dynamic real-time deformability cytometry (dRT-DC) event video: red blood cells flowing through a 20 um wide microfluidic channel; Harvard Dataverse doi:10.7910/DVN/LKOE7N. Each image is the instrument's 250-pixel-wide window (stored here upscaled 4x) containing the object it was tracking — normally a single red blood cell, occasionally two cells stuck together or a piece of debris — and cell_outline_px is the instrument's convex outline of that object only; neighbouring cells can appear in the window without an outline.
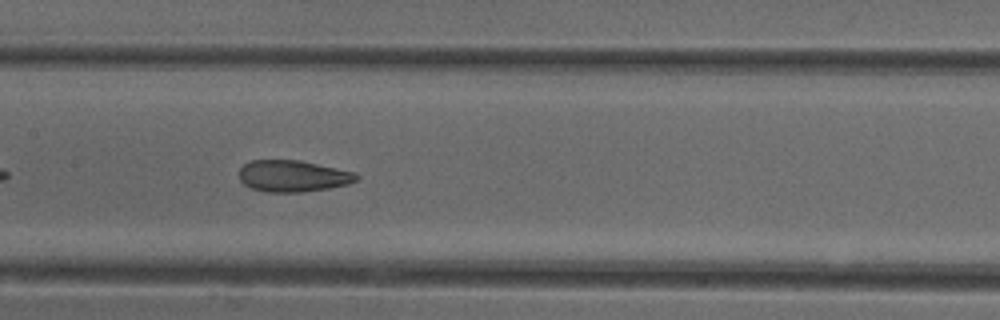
{"species": "common noctule bat (a hibernating species)", "species_latin": "Nyctalus noctula", "temperature_condition": "cold", "stored_images_in_passage": 21, "camera_frame_rate_fps": 3000, "um_per_image_px": 0.085, "animal": {"sex": "female"}, "frame": {"image": 1, "passage_image": 12, "time_ms": 3.667, "image_size_px": [1000, 320], "cell_outline_px": [[360, 180], [348, 184], [328, 188], [300, 192], [268, 192], [252, 188], [244, 184], [240, 180], [240, 168], [244, 164], [252, 160], [300, 160], [356, 172], [360, 176]], "centroid_in_image_um": [24.94, 14.96], "position_along_channel_um": 182.5, "area_um2": 21.62}}
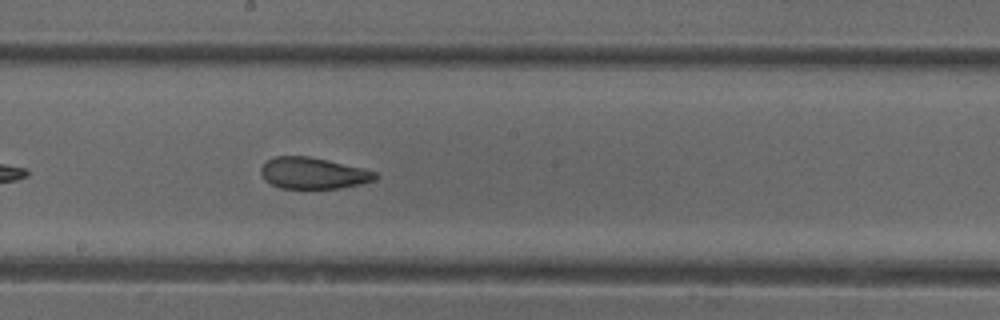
{"frame": {"image": 2, "passage_image": 15, "time_ms": 4.667, "image_size_px": [1000, 320], "cell_outline_px": [[380, 176], [376, 180], [360, 184], [340, 188], [280, 188], [264, 180], [260, 172], [260, 168], [268, 160], [276, 156], [308, 156], [360, 168], [376, 172]], "centroid_in_image_um": [26.61, 14.73], "position_along_channel_um": 221.6, "area_um2": 20.69}}
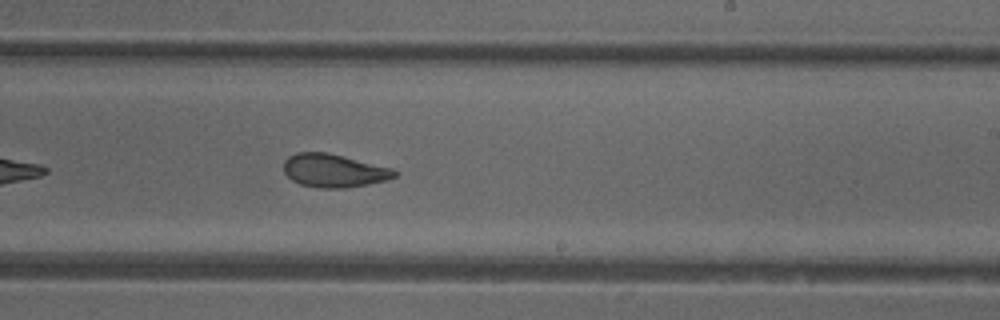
{"frame": {"image": 3, "passage_image": 18, "time_ms": 5.667, "image_size_px": [1000, 320], "cell_outline_px": [[400, 172], [396, 176], [388, 180], [368, 184], [344, 188], [316, 188], [300, 184], [292, 180], [284, 172], [284, 160], [288, 156], [296, 152], [328, 152], [392, 168]], "centroid_in_image_um": [28.39, 14.5], "position_along_channel_um": 260.6, "area_um2": 21.68}}